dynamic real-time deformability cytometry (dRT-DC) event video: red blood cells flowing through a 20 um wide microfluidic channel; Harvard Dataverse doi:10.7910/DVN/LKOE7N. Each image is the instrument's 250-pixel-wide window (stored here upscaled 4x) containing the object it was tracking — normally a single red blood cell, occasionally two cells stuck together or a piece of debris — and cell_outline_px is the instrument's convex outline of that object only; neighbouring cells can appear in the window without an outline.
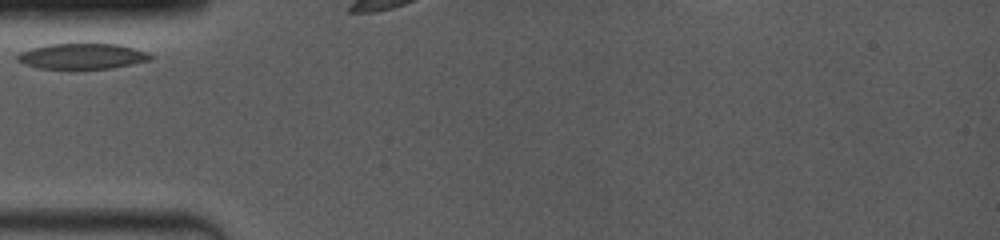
{"species": "common noctule bat (a hibernating species)", "species_latin": "Nyctalus noctula", "temperature_condition": "room temperature", "stored_images_in_passage": 2, "camera_frame_rate_fps": 4000, "um_per_image_px": 0.085, "animal": {"sex": "female", "body_mass_g": 19.0, "forearm_length_mm": 53.3}, "frame": {"image": 1, "passage_image": 1, "time_ms": 0.0, "image_size_px": [1000, 240], "cell_outline_px": [[152, 60], [112, 68], [36, 68], [24, 64], [16, 60], [16, 56], [20, 52], [28, 48], [52, 44], [116, 44], [132, 48], [144, 52], [152, 56]], "centroid_in_image_um": [6.92, 4.78], "position_along_channel_um": 78.1, "area_um2": 19.59}}